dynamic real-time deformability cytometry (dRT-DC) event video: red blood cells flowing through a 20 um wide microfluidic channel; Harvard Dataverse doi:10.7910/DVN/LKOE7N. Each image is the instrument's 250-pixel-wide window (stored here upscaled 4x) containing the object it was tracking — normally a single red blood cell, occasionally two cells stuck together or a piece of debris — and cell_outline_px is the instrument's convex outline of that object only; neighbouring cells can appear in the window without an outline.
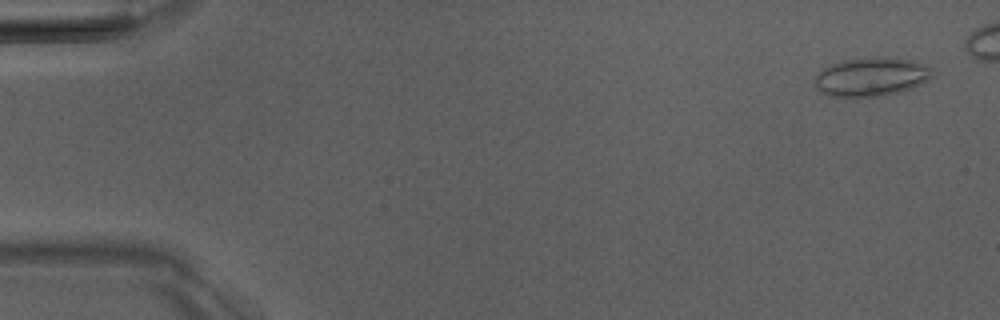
{"species": "Egyptian fruit bat (a non-hibernating species)", "species_latin": "Rousettus aegyptiacus", "temperature_condition": "room temperature", "stored_images_in_passage": 5, "camera_frame_rate_fps": 3000, "um_per_image_px": 0.085, "animal": {"sex": "male"}, "frame": {"image": 1, "passage_image": 1, "time_ms": 0.0, "image_size_px": [1000, 320], "cell_outline_px": [[932, 76], [928, 80], [912, 88], [880, 96], [828, 96], [820, 92], [816, 88], [812, 80], [824, 68], [832, 64], [844, 60], [884, 56], [888, 56], [912, 60], [928, 64], [932, 68]], "centroid_in_image_um": [74.07, 6.51], "position_along_channel_um": 10.9, "area_um2": 26.65}}